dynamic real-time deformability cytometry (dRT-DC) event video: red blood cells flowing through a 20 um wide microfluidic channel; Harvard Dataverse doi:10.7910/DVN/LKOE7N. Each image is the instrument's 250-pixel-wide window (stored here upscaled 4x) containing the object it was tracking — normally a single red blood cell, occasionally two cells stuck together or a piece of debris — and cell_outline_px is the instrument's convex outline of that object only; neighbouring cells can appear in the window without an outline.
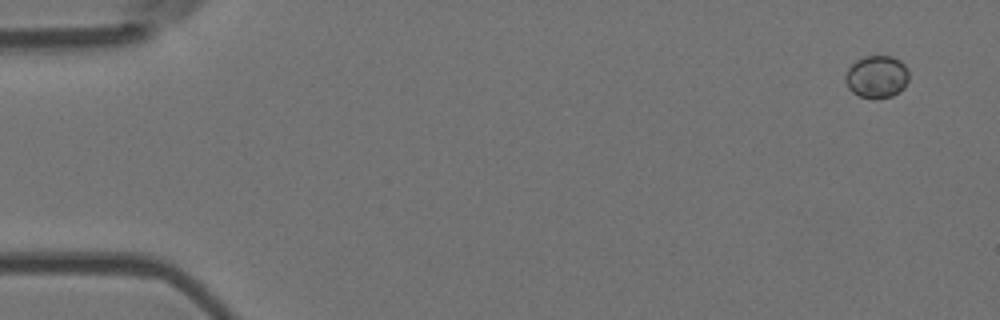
{"species": "Egyptian fruit bat (a non-hibernating species)", "species_latin": "Rousettus aegyptiacus", "temperature_condition": "room temperature", "stored_images_in_passage": 5, "camera_frame_rate_fps": 3000, "um_per_image_px": 0.085, "animal": {"sex": "female"}, "frame": {"image": 1, "passage_image": 1, "time_ms": 0.0, "image_size_px": [1000, 320], "cell_outline_px": [[908, 80], [904, 88], [892, 96], [860, 96], [852, 92], [848, 88], [844, 80], [844, 76], [848, 68], [856, 60], [864, 56], [892, 56], [900, 60], [908, 68]], "centroid_in_image_um": [74.52, 6.48], "position_along_channel_um": 10.5, "area_um2": 15.55}}
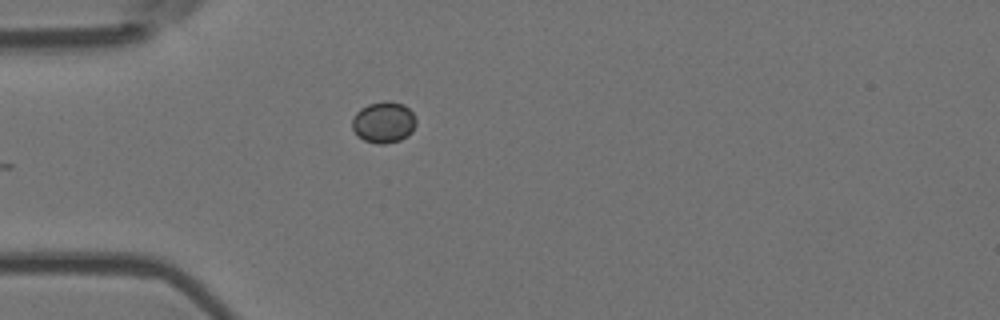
{"frame": {"image": 2, "passage_image": 4, "time_ms": 1.0, "image_size_px": [1000, 320], "cell_outline_px": [[416, 124], [412, 132], [408, 136], [400, 140], [384, 144], [376, 144], [364, 140], [356, 136], [352, 128], [352, 120], [356, 112], [360, 108], [368, 104], [384, 100], [388, 100], [404, 104], [416, 116]], "centroid_in_image_um": [32.61, 10.39], "position_along_channel_um": 52.4, "area_um2": 15.72}}